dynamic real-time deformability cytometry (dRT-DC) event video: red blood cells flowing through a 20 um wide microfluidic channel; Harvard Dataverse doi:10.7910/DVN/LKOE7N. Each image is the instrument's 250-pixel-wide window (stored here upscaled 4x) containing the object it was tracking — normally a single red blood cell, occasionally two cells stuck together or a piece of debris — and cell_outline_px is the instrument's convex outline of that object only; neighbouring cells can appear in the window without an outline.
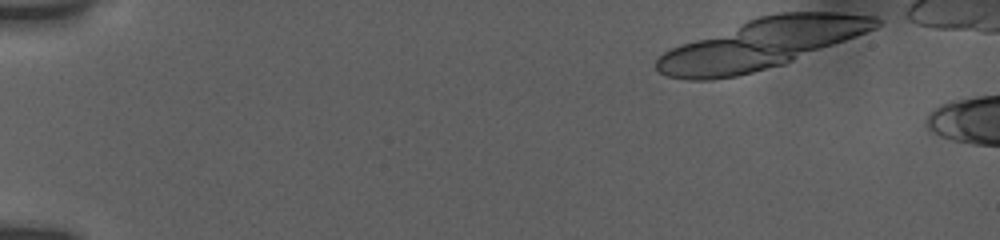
{"species": "human", "species_latin": "Homo sapiens", "temperature_condition": "room temperature", "stored_images_in_passage": 10, "camera_frame_rate_fps": 3000, "um_per_image_px": 0.085, "donor": {"sex": "female"}, "frame": {"image": 1, "passage_image": 1, "time_ms": 0.0, "image_size_px": [1000, 240], "cell_outline_px": [[880, 24], [876, 28], [856, 36], [784, 64], [736, 76], [712, 80], [688, 80], [664, 76], [656, 68], [656, 60], [664, 52], [680, 44], [748, 20], [760, 16], [780, 12], [836, 12], [876, 16], [880, 20]], "centroid_in_image_um": [64.69, 3.74], "position_along_channel_um": 20.3, "area_um2": 63.23}}